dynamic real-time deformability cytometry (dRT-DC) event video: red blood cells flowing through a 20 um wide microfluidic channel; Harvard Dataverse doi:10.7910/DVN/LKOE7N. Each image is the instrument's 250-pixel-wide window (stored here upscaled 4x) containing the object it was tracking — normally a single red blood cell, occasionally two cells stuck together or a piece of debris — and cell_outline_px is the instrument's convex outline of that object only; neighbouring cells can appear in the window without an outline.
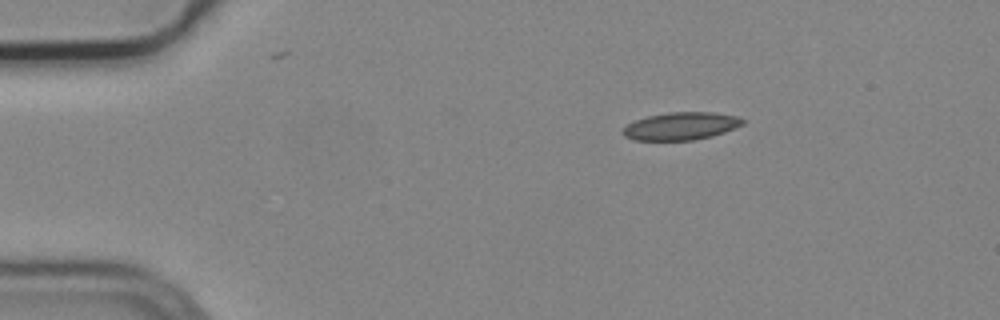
{"species": "common noctule bat (a hibernating species)", "species_latin": "Nyctalus noctula", "temperature_condition": "cold", "stored_images_in_passage": 3, "camera_frame_rate_fps": 3000, "um_per_image_px": 0.085, "animal": {"sex": "male", "body_mass_g": 19.2, "forearm_length_mm": 51.8}, "frame": {"image": 1, "passage_image": 1, "time_ms": 0.0, "image_size_px": [1000, 320], "cell_outline_px": [[744, 124], [724, 132], [712, 136], [692, 140], [632, 140], [624, 136], [624, 128], [628, 124], [636, 120], [648, 116], [668, 112], [712, 112], [736, 116], [744, 120]], "centroid_in_image_um": [57.89, 10.72], "position_along_channel_um": 27.1, "area_um2": 19.13}}